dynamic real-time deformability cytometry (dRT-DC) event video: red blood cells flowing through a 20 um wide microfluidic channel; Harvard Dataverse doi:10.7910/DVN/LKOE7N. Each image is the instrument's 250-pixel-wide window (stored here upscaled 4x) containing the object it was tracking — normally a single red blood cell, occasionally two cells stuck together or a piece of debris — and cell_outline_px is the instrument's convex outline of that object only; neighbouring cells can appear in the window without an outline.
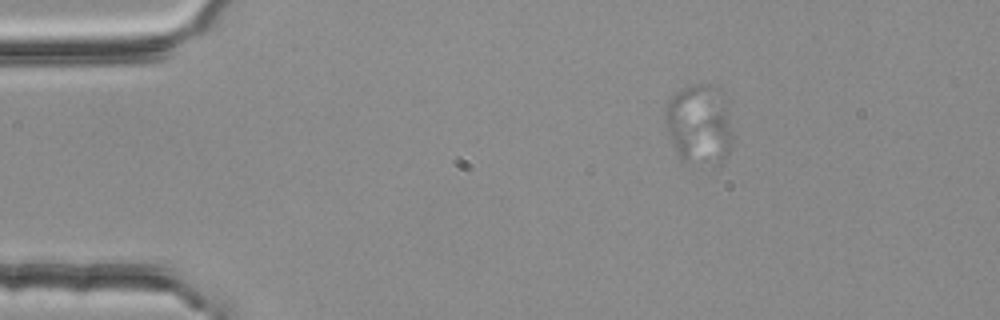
{"species": "common noctule bat (a hibernating species)", "species_latin": "Nyctalus noctula", "temperature_condition": "room temperature", "stored_images_in_passage": 4, "camera_frame_rate_fps": 3000, "um_per_image_px": 0.085, "animal": {"sex": "female", "body_mass_g": 25.1}, "frame": {"image": 1, "passage_image": 2, "time_ms": 0.333, "image_size_px": [1000, 320], "cell_outline_px": [[732, 140], [724, 164], [684, 164], [680, 160], [668, 132], [664, 120], [664, 104], [676, 92], [692, 84], [712, 84], [720, 88], [724, 92], [728, 108], [732, 132]], "centroid_in_image_um": [59.45, 10.57], "position_along_channel_um": 25.6, "area_um2": 32.43}}
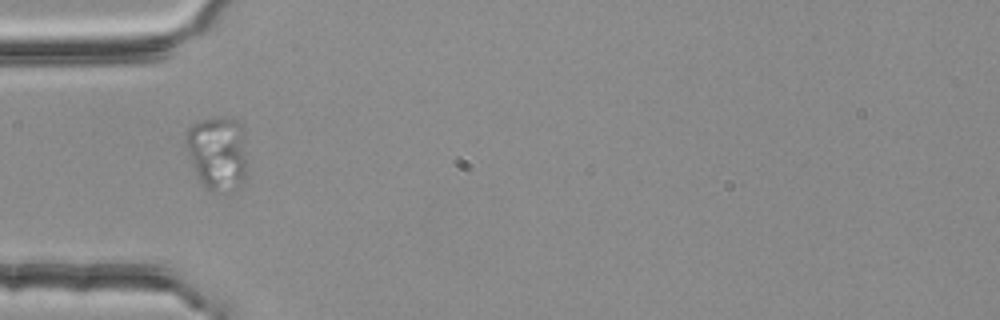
{"frame": {"image": 2, "passage_image": 4, "time_ms": 1.0, "image_size_px": [1000, 320], "cell_outline_px": [[244, 176], [240, 180], [212, 188], [208, 188], [200, 180], [192, 164], [184, 144], [184, 136], [188, 128], [196, 120], [212, 116], [232, 116], [240, 120], [244, 156]], "centroid_in_image_um": [18.38, 12.75], "position_along_channel_um": 66.6, "area_um2": 25.09}}